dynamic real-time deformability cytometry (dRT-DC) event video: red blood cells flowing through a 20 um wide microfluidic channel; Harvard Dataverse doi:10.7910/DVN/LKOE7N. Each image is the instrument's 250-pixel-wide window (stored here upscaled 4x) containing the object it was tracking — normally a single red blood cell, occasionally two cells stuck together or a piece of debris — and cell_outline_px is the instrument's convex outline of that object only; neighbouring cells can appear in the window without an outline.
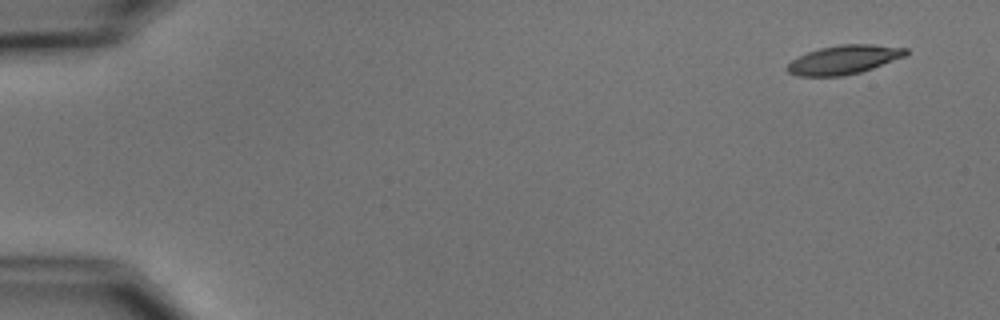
{"species": "common noctule bat (a hibernating species)", "species_latin": "Nyctalus noctula", "temperature_condition": "cold", "stored_images_in_passage": 4, "camera_frame_rate_fps": 3000, "um_per_image_px": 0.085, "animal": {"sex": "male", "body_mass_g": 15.6}, "frame": {"image": 1, "passage_image": 1, "time_ms": 0.0, "image_size_px": [1000, 320], "cell_outline_px": [[908, 52], [904, 56], [872, 68], [860, 72], [840, 76], [800, 76], [788, 72], [784, 68], [792, 60], [808, 52], [820, 48], [840, 44], [872, 44], [908, 48]], "centroid_in_image_um": [71.71, 5.07], "position_along_channel_um": 13.3, "area_um2": 19.77}}
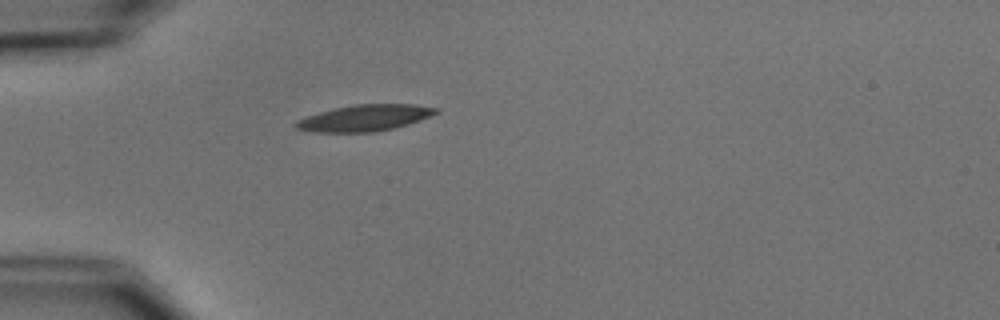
{"frame": {"image": 2, "passage_image": 4, "time_ms": 4.333, "image_size_px": [1000, 320], "cell_outline_px": [[440, 112], [420, 120], [396, 128], [372, 132], [312, 132], [296, 128], [292, 124], [296, 120], [304, 116], [332, 108], [356, 104], [416, 104], [440, 108]], "centroid_in_image_um": [30.98, 10.02], "position_along_channel_um": 54.0, "area_um2": 21.85}}